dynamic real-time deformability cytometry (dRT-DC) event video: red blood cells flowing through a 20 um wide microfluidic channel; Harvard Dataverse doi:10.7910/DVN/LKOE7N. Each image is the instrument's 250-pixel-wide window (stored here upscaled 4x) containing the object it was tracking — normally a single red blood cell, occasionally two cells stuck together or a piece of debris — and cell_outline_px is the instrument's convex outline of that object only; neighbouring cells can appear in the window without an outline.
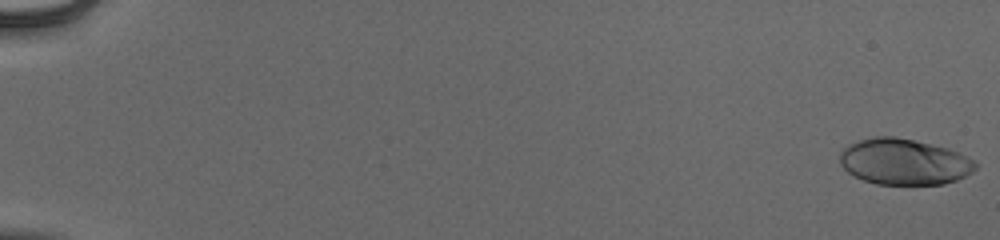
{"species": "human", "species_latin": "Homo sapiens", "temperature_condition": "cold", "stored_images_in_passage": 55, "camera_frame_rate_fps": 3000, "um_per_image_px": 0.085, "donor": {"sex": "male"}, "frame": {"image": 1, "passage_image": 1, "time_ms": 0.0, "image_size_px": [1000, 240], "cell_outline_px": [[976, 168], [972, 172], [956, 180], [944, 184], [876, 184], [864, 180], [848, 172], [840, 164], [840, 152], [848, 144], [872, 136], [896, 136], [948, 148], [976, 160]], "centroid_in_image_um": [76.84, 13.74], "position_along_channel_um": 8.2, "area_um2": 36.36}}
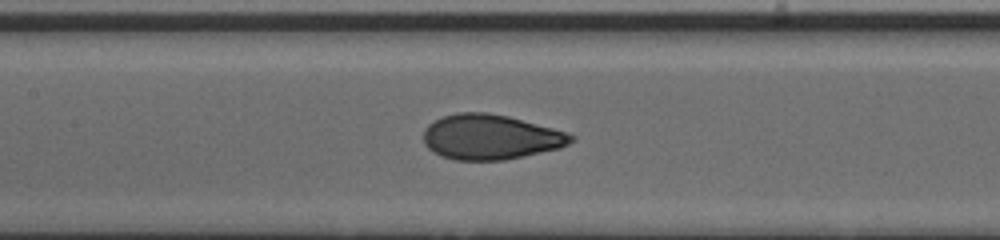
{"frame": {"image": 2, "passage_image": 29, "time_ms": 9.333, "image_size_px": [1000, 240], "cell_outline_px": [[576, 140], [560, 148], [524, 156], [504, 160], [456, 160], [440, 156], [432, 152], [424, 144], [424, 128], [428, 124], [444, 116], [460, 112], [488, 112], [508, 116], [568, 132], [576, 136]], "centroid_in_image_um": [41.71, 11.65], "position_along_channel_um": 165.7, "area_um2": 38.9}}
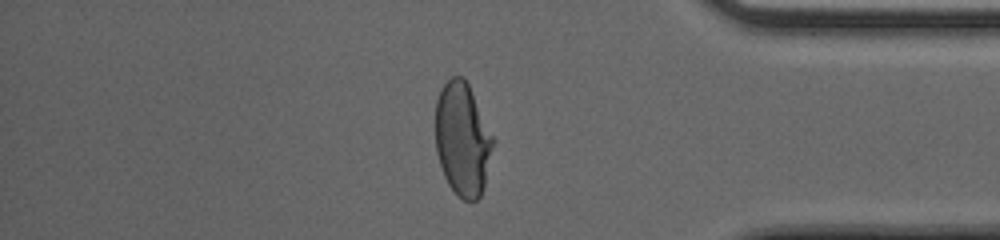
{"frame": {"image": 3, "passage_image": 48, "time_ms": 15.667, "image_size_px": [1000, 240], "cell_outline_px": [[496, 140], [484, 184], [480, 196], [476, 200], [464, 200], [456, 196], [448, 184], [444, 176], [436, 152], [436, 100], [440, 88], [452, 76], [464, 76]], "centroid_in_image_um": [39.32, 11.83], "position_along_channel_um": 395.9, "area_um2": 38.32}, "authors_computed_cell_mechanics": {"area_um2": 38.3214, "velocity_mm_per_s": 3.9086, "shape_relaxation_time_tau1_ms": 3.9686, "shape_relaxation_time_tau2_ms": null, "deformation_change_tau1": 0.1853, "deformation_change_tau2": null}}